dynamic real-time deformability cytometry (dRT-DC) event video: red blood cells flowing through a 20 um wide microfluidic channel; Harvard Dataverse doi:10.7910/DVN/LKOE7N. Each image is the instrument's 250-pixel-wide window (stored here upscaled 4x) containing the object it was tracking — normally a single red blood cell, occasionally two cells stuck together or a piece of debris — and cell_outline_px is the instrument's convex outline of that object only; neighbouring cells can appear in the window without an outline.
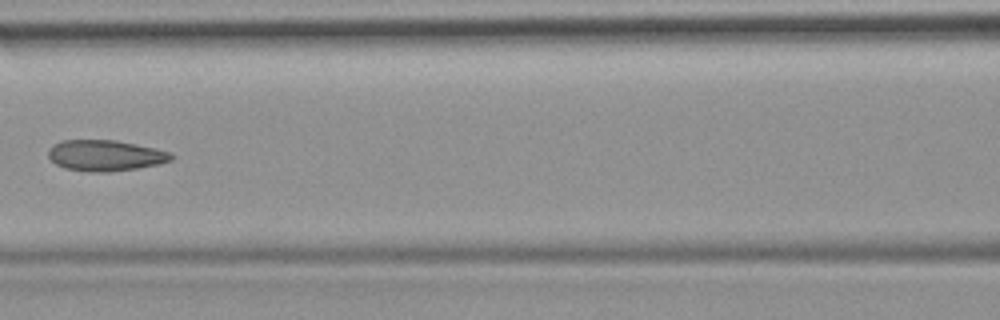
{"species": "common noctule bat (a hibernating species)", "species_latin": "Nyctalus noctula", "temperature_condition": "room temperature", "stored_images_in_passage": 9, "camera_frame_rate_fps": 3000, "um_per_image_px": 0.085, "animal": {"sex": "female", "body_mass_g": 19.9}, "frame": {"image": 1, "passage_image": 7, "time_ms": 8.0, "image_size_px": [1000, 320], "cell_outline_px": [[172, 160], [160, 164], [136, 168], [108, 172], [88, 172], [64, 168], [56, 164], [48, 156], [48, 148], [60, 140], [116, 140], [156, 148], [172, 152]], "centroid_in_image_um": [8.95, 13.21], "position_along_channel_um": 157.7, "area_um2": 22.31}}
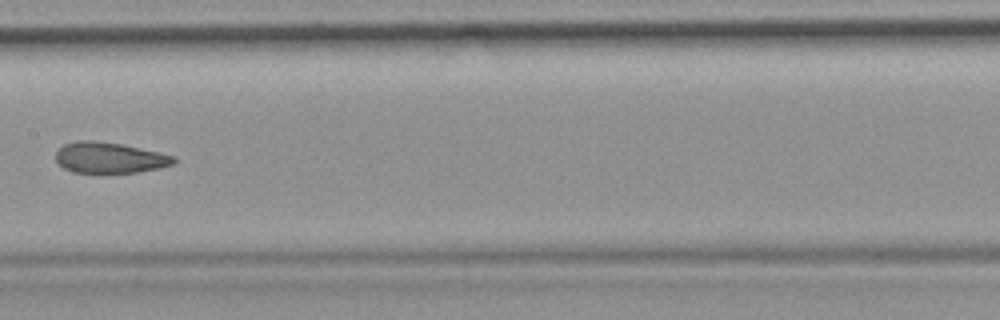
{"frame": {"image": 2, "passage_image": 8, "time_ms": 9.0, "image_size_px": [1000, 320], "cell_outline_px": [[176, 160], [172, 164], [160, 168], [136, 172], [72, 172], [64, 168], [56, 160], [56, 152], [64, 144], [76, 140], [92, 140], [120, 144], [160, 152], [176, 156]], "centroid_in_image_um": [9.31, 13.39], "position_along_channel_um": 198.1, "area_um2": 21.04}}